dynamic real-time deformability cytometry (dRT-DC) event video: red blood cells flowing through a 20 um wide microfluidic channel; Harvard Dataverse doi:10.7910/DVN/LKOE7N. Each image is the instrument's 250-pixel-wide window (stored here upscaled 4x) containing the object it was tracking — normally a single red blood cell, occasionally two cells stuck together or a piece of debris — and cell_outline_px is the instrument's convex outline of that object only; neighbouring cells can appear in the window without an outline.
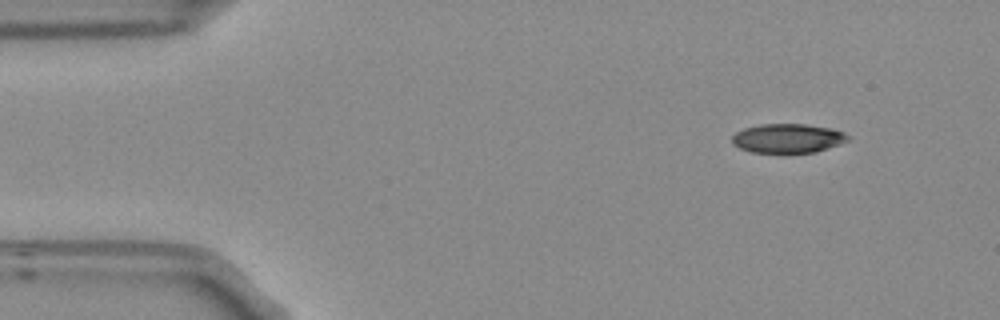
{"species": "Egyptian fruit bat (a non-hibernating species)", "species_latin": "Rousettus aegyptiacus", "temperature_condition": "room temperature", "stored_images_in_passage": 5, "camera_frame_rate_fps": 3000, "um_per_image_px": 0.085, "frame": {"image": 1, "passage_image": 1, "time_ms": 0.0, "image_size_px": [1000, 320], "cell_outline_px": [[852, 140], [816, 152], [752, 152], [740, 148], [732, 144], [732, 136], [736, 132], [744, 128], [760, 124], [804, 124], [832, 128], [844, 132]], "centroid_in_image_um": [66.98, 11.75], "position_along_channel_um": 18.0, "area_um2": 19.71}}